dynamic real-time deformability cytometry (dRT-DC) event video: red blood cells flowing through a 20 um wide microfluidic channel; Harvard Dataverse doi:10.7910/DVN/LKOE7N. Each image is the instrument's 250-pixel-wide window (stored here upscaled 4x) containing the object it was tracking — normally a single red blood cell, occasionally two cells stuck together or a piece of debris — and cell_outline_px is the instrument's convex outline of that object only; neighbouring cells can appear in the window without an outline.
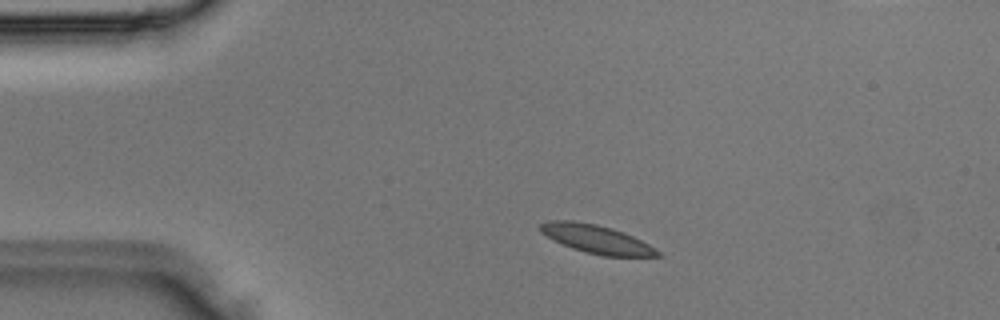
{"species": "Egyptian fruit bat (a non-hibernating species)", "species_latin": "Rousettus aegyptiacus", "temperature_condition": "room temperature", "stored_images_in_passage": 3, "segment_of_instrument_passage": [1, 2], "camera_frame_rate_fps": 3000, "um_per_image_px": 0.085, "animal": {"sex": "male"}, "frame": {"image": 1, "passage_image": 1, "time_ms": 0.0, "image_size_px": [1000, 320], "cell_outline_px": [[664, 256], [600, 256], [584, 252], [572, 248], [540, 232], [540, 224], [548, 220], [572, 220], [596, 224], [612, 228], [624, 232], [656, 248]], "centroid_in_image_um": [50.72, 20.32], "position_along_channel_um": 34.3, "area_um2": 19.31}}